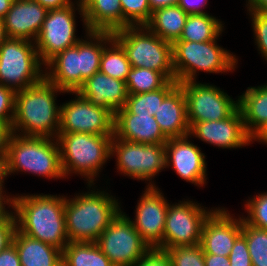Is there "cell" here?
Listing matches in <instances>:
<instances>
[{"label": "cell", "mask_w": 267, "mask_h": 266, "mask_svg": "<svg viewBox=\"0 0 267 266\" xmlns=\"http://www.w3.org/2000/svg\"><path fill=\"white\" fill-rule=\"evenodd\" d=\"M47 10L59 9L73 4L71 0H35Z\"/></svg>", "instance_id": "obj_48"}, {"label": "cell", "mask_w": 267, "mask_h": 266, "mask_svg": "<svg viewBox=\"0 0 267 266\" xmlns=\"http://www.w3.org/2000/svg\"><path fill=\"white\" fill-rule=\"evenodd\" d=\"M86 36L87 40H80L81 86L86 79L99 72L104 47L113 39L112 32L86 30Z\"/></svg>", "instance_id": "obj_28"}, {"label": "cell", "mask_w": 267, "mask_h": 266, "mask_svg": "<svg viewBox=\"0 0 267 266\" xmlns=\"http://www.w3.org/2000/svg\"><path fill=\"white\" fill-rule=\"evenodd\" d=\"M192 135L223 149L242 148L253 141V138L246 131L239 108L224 120L195 123L190 128L189 137Z\"/></svg>", "instance_id": "obj_17"}, {"label": "cell", "mask_w": 267, "mask_h": 266, "mask_svg": "<svg viewBox=\"0 0 267 266\" xmlns=\"http://www.w3.org/2000/svg\"><path fill=\"white\" fill-rule=\"evenodd\" d=\"M5 164L6 177L16 171H21L49 179L65 178L56 138L22 136L12 133Z\"/></svg>", "instance_id": "obj_4"}, {"label": "cell", "mask_w": 267, "mask_h": 266, "mask_svg": "<svg viewBox=\"0 0 267 266\" xmlns=\"http://www.w3.org/2000/svg\"><path fill=\"white\" fill-rule=\"evenodd\" d=\"M116 156L117 169L125 176L149 181L147 186H155L152 178L166 168L165 144H141L118 139L113 135L111 156ZM151 180V182H150Z\"/></svg>", "instance_id": "obj_9"}, {"label": "cell", "mask_w": 267, "mask_h": 266, "mask_svg": "<svg viewBox=\"0 0 267 266\" xmlns=\"http://www.w3.org/2000/svg\"><path fill=\"white\" fill-rule=\"evenodd\" d=\"M45 67V78L50 83L64 92H77L81 87L80 41L58 53Z\"/></svg>", "instance_id": "obj_23"}, {"label": "cell", "mask_w": 267, "mask_h": 266, "mask_svg": "<svg viewBox=\"0 0 267 266\" xmlns=\"http://www.w3.org/2000/svg\"><path fill=\"white\" fill-rule=\"evenodd\" d=\"M15 106V91L0 84V124L12 125Z\"/></svg>", "instance_id": "obj_39"}, {"label": "cell", "mask_w": 267, "mask_h": 266, "mask_svg": "<svg viewBox=\"0 0 267 266\" xmlns=\"http://www.w3.org/2000/svg\"><path fill=\"white\" fill-rule=\"evenodd\" d=\"M62 266H114L95 242H69L62 251Z\"/></svg>", "instance_id": "obj_30"}, {"label": "cell", "mask_w": 267, "mask_h": 266, "mask_svg": "<svg viewBox=\"0 0 267 266\" xmlns=\"http://www.w3.org/2000/svg\"><path fill=\"white\" fill-rule=\"evenodd\" d=\"M241 233L242 217L234 219L225 208H215L203 224L200 246L204 254L229 257Z\"/></svg>", "instance_id": "obj_16"}, {"label": "cell", "mask_w": 267, "mask_h": 266, "mask_svg": "<svg viewBox=\"0 0 267 266\" xmlns=\"http://www.w3.org/2000/svg\"><path fill=\"white\" fill-rule=\"evenodd\" d=\"M172 266H205L204 252L200 245L178 246L165 250Z\"/></svg>", "instance_id": "obj_36"}, {"label": "cell", "mask_w": 267, "mask_h": 266, "mask_svg": "<svg viewBox=\"0 0 267 266\" xmlns=\"http://www.w3.org/2000/svg\"><path fill=\"white\" fill-rule=\"evenodd\" d=\"M244 208L247 210L248 216L243 219L249 225L267 230V192L248 200Z\"/></svg>", "instance_id": "obj_37"}, {"label": "cell", "mask_w": 267, "mask_h": 266, "mask_svg": "<svg viewBox=\"0 0 267 266\" xmlns=\"http://www.w3.org/2000/svg\"><path fill=\"white\" fill-rule=\"evenodd\" d=\"M230 266H252L246 238L240 234L229 254Z\"/></svg>", "instance_id": "obj_40"}, {"label": "cell", "mask_w": 267, "mask_h": 266, "mask_svg": "<svg viewBox=\"0 0 267 266\" xmlns=\"http://www.w3.org/2000/svg\"><path fill=\"white\" fill-rule=\"evenodd\" d=\"M0 266H21L18 251L13 243L0 251Z\"/></svg>", "instance_id": "obj_43"}, {"label": "cell", "mask_w": 267, "mask_h": 266, "mask_svg": "<svg viewBox=\"0 0 267 266\" xmlns=\"http://www.w3.org/2000/svg\"><path fill=\"white\" fill-rule=\"evenodd\" d=\"M113 135H95L90 133H58L61 165L64 176L71 173L87 178L88 186L94 185V176L111 158Z\"/></svg>", "instance_id": "obj_5"}, {"label": "cell", "mask_w": 267, "mask_h": 266, "mask_svg": "<svg viewBox=\"0 0 267 266\" xmlns=\"http://www.w3.org/2000/svg\"><path fill=\"white\" fill-rule=\"evenodd\" d=\"M95 0H78L75 4H77V6L85 11Z\"/></svg>", "instance_id": "obj_54"}, {"label": "cell", "mask_w": 267, "mask_h": 266, "mask_svg": "<svg viewBox=\"0 0 267 266\" xmlns=\"http://www.w3.org/2000/svg\"><path fill=\"white\" fill-rule=\"evenodd\" d=\"M7 157H0V182H4L6 178V161Z\"/></svg>", "instance_id": "obj_53"}, {"label": "cell", "mask_w": 267, "mask_h": 266, "mask_svg": "<svg viewBox=\"0 0 267 266\" xmlns=\"http://www.w3.org/2000/svg\"><path fill=\"white\" fill-rule=\"evenodd\" d=\"M108 45L104 47L99 71L107 76L125 81L132 68L127 55L114 38Z\"/></svg>", "instance_id": "obj_31"}, {"label": "cell", "mask_w": 267, "mask_h": 266, "mask_svg": "<svg viewBox=\"0 0 267 266\" xmlns=\"http://www.w3.org/2000/svg\"><path fill=\"white\" fill-rule=\"evenodd\" d=\"M207 0H179L177 5H179L188 15L189 14H204L202 7L206 8ZM202 9V10H201Z\"/></svg>", "instance_id": "obj_44"}, {"label": "cell", "mask_w": 267, "mask_h": 266, "mask_svg": "<svg viewBox=\"0 0 267 266\" xmlns=\"http://www.w3.org/2000/svg\"><path fill=\"white\" fill-rule=\"evenodd\" d=\"M48 10L35 0H13L3 18L8 38L35 42Z\"/></svg>", "instance_id": "obj_20"}, {"label": "cell", "mask_w": 267, "mask_h": 266, "mask_svg": "<svg viewBox=\"0 0 267 266\" xmlns=\"http://www.w3.org/2000/svg\"><path fill=\"white\" fill-rule=\"evenodd\" d=\"M188 14L179 6H167L152 12L145 26L158 37L173 44L182 34Z\"/></svg>", "instance_id": "obj_27"}, {"label": "cell", "mask_w": 267, "mask_h": 266, "mask_svg": "<svg viewBox=\"0 0 267 266\" xmlns=\"http://www.w3.org/2000/svg\"><path fill=\"white\" fill-rule=\"evenodd\" d=\"M75 99L60 105L58 133H90L114 135V114L107 108L94 105L78 92Z\"/></svg>", "instance_id": "obj_14"}, {"label": "cell", "mask_w": 267, "mask_h": 266, "mask_svg": "<svg viewBox=\"0 0 267 266\" xmlns=\"http://www.w3.org/2000/svg\"><path fill=\"white\" fill-rule=\"evenodd\" d=\"M135 221L131 220L141 238L150 246L163 250L165 220L169 203L156 186H147L137 203Z\"/></svg>", "instance_id": "obj_15"}, {"label": "cell", "mask_w": 267, "mask_h": 266, "mask_svg": "<svg viewBox=\"0 0 267 266\" xmlns=\"http://www.w3.org/2000/svg\"><path fill=\"white\" fill-rule=\"evenodd\" d=\"M216 42V40L205 42L175 41L172 44L175 80L178 83L196 81L198 71L233 72L238 60L235 55L218 46Z\"/></svg>", "instance_id": "obj_7"}, {"label": "cell", "mask_w": 267, "mask_h": 266, "mask_svg": "<svg viewBox=\"0 0 267 266\" xmlns=\"http://www.w3.org/2000/svg\"><path fill=\"white\" fill-rule=\"evenodd\" d=\"M58 92L65 93L45 77L33 86L16 91L12 132L22 136L57 138L60 106L55 101V93Z\"/></svg>", "instance_id": "obj_2"}, {"label": "cell", "mask_w": 267, "mask_h": 266, "mask_svg": "<svg viewBox=\"0 0 267 266\" xmlns=\"http://www.w3.org/2000/svg\"><path fill=\"white\" fill-rule=\"evenodd\" d=\"M133 266H172V263L166 251L151 248Z\"/></svg>", "instance_id": "obj_41"}, {"label": "cell", "mask_w": 267, "mask_h": 266, "mask_svg": "<svg viewBox=\"0 0 267 266\" xmlns=\"http://www.w3.org/2000/svg\"><path fill=\"white\" fill-rule=\"evenodd\" d=\"M65 196V223L69 242H96L121 208L111 194L93 191ZM111 195V196H110Z\"/></svg>", "instance_id": "obj_3"}, {"label": "cell", "mask_w": 267, "mask_h": 266, "mask_svg": "<svg viewBox=\"0 0 267 266\" xmlns=\"http://www.w3.org/2000/svg\"><path fill=\"white\" fill-rule=\"evenodd\" d=\"M123 28L145 25L151 18L149 0H120Z\"/></svg>", "instance_id": "obj_35"}, {"label": "cell", "mask_w": 267, "mask_h": 266, "mask_svg": "<svg viewBox=\"0 0 267 266\" xmlns=\"http://www.w3.org/2000/svg\"><path fill=\"white\" fill-rule=\"evenodd\" d=\"M16 231V220L14 213L9 218L0 219V251L12 244Z\"/></svg>", "instance_id": "obj_42"}, {"label": "cell", "mask_w": 267, "mask_h": 266, "mask_svg": "<svg viewBox=\"0 0 267 266\" xmlns=\"http://www.w3.org/2000/svg\"><path fill=\"white\" fill-rule=\"evenodd\" d=\"M74 3L63 8L48 10L42 28L35 40V47L41 63L45 66L53 57L66 48L75 46L81 39L76 38L75 11L78 10L85 24L84 11Z\"/></svg>", "instance_id": "obj_11"}, {"label": "cell", "mask_w": 267, "mask_h": 266, "mask_svg": "<svg viewBox=\"0 0 267 266\" xmlns=\"http://www.w3.org/2000/svg\"><path fill=\"white\" fill-rule=\"evenodd\" d=\"M8 38L5 27H4V22L3 19L0 18V45Z\"/></svg>", "instance_id": "obj_55"}, {"label": "cell", "mask_w": 267, "mask_h": 266, "mask_svg": "<svg viewBox=\"0 0 267 266\" xmlns=\"http://www.w3.org/2000/svg\"><path fill=\"white\" fill-rule=\"evenodd\" d=\"M188 136L168 138L165 143L166 167L171 164L180 178L201 187L207 179L205 154L188 140Z\"/></svg>", "instance_id": "obj_18"}, {"label": "cell", "mask_w": 267, "mask_h": 266, "mask_svg": "<svg viewBox=\"0 0 267 266\" xmlns=\"http://www.w3.org/2000/svg\"><path fill=\"white\" fill-rule=\"evenodd\" d=\"M42 65L32 41L7 38L0 45V84L15 92L39 83Z\"/></svg>", "instance_id": "obj_8"}, {"label": "cell", "mask_w": 267, "mask_h": 266, "mask_svg": "<svg viewBox=\"0 0 267 266\" xmlns=\"http://www.w3.org/2000/svg\"><path fill=\"white\" fill-rule=\"evenodd\" d=\"M64 209L63 195H16L13 204L16 229L63 251L69 243Z\"/></svg>", "instance_id": "obj_1"}, {"label": "cell", "mask_w": 267, "mask_h": 266, "mask_svg": "<svg viewBox=\"0 0 267 266\" xmlns=\"http://www.w3.org/2000/svg\"><path fill=\"white\" fill-rule=\"evenodd\" d=\"M250 18H252V27L254 31L255 45H257L258 51L261 52L267 60V13L251 12L249 11Z\"/></svg>", "instance_id": "obj_38"}, {"label": "cell", "mask_w": 267, "mask_h": 266, "mask_svg": "<svg viewBox=\"0 0 267 266\" xmlns=\"http://www.w3.org/2000/svg\"><path fill=\"white\" fill-rule=\"evenodd\" d=\"M114 136L141 144H165L168 140L149 112H128L124 107L114 114Z\"/></svg>", "instance_id": "obj_19"}, {"label": "cell", "mask_w": 267, "mask_h": 266, "mask_svg": "<svg viewBox=\"0 0 267 266\" xmlns=\"http://www.w3.org/2000/svg\"><path fill=\"white\" fill-rule=\"evenodd\" d=\"M154 117L167 138L190 134L186 98L179 84L163 99L162 104H159Z\"/></svg>", "instance_id": "obj_22"}, {"label": "cell", "mask_w": 267, "mask_h": 266, "mask_svg": "<svg viewBox=\"0 0 267 266\" xmlns=\"http://www.w3.org/2000/svg\"><path fill=\"white\" fill-rule=\"evenodd\" d=\"M255 141L263 142L264 144H267V124L264 126V128L253 138Z\"/></svg>", "instance_id": "obj_52"}, {"label": "cell", "mask_w": 267, "mask_h": 266, "mask_svg": "<svg viewBox=\"0 0 267 266\" xmlns=\"http://www.w3.org/2000/svg\"><path fill=\"white\" fill-rule=\"evenodd\" d=\"M205 266H230L229 257L215 255V254H204Z\"/></svg>", "instance_id": "obj_47"}, {"label": "cell", "mask_w": 267, "mask_h": 266, "mask_svg": "<svg viewBox=\"0 0 267 266\" xmlns=\"http://www.w3.org/2000/svg\"><path fill=\"white\" fill-rule=\"evenodd\" d=\"M77 92L90 103L105 107L113 114L124 107L128 97L125 81L100 71L86 79Z\"/></svg>", "instance_id": "obj_21"}, {"label": "cell", "mask_w": 267, "mask_h": 266, "mask_svg": "<svg viewBox=\"0 0 267 266\" xmlns=\"http://www.w3.org/2000/svg\"><path fill=\"white\" fill-rule=\"evenodd\" d=\"M176 80H170L163 88L154 91L128 94L124 108L128 112H149L154 116L159 104L178 85Z\"/></svg>", "instance_id": "obj_33"}, {"label": "cell", "mask_w": 267, "mask_h": 266, "mask_svg": "<svg viewBox=\"0 0 267 266\" xmlns=\"http://www.w3.org/2000/svg\"><path fill=\"white\" fill-rule=\"evenodd\" d=\"M169 80L158 71L132 67L125 80L128 94H140L163 88Z\"/></svg>", "instance_id": "obj_32"}, {"label": "cell", "mask_w": 267, "mask_h": 266, "mask_svg": "<svg viewBox=\"0 0 267 266\" xmlns=\"http://www.w3.org/2000/svg\"><path fill=\"white\" fill-rule=\"evenodd\" d=\"M12 243L15 245L21 266H62V250L33 239L17 229Z\"/></svg>", "instance_id": "obj_24"}, {"label": "cell", "mask_w": 267, "mask_h": 266, "mask_svg": "<svg viewBox=\"0 0 267 266\" xmlns=\"http://www.w3.org/2000/svg\"><path fill=\"white\" fill-rule=\"evenodd\" d=\"M247 11L267 13V0H246Z\"/></svg>", "instance_id": "obj_49"}, {"label": "cell", "mask_w": 267, "mask_h": 266, "mask_svg": "<svg viewBox=\"0 0 267 266\" xmlns=\"http://www.w3.org/2000/svg\"><path fill=\"white\" fill-rule=\"evenodd\" d=\"M3 183L4 182H0V219L2 218H9L13 212L9 210L7 211V209L5 208V205H9V207L11 206L13 209V204H14V197H10V196H6L4 194L5 191H3ZM4 194V195H3ZM5 204V205H4Z\"/></svg>", "instance_id": "obj_46"}, {"label": "cell", "mask_w": 267, "mask_h": 266, "mask_svg": "<svg viewBox=\"0 0 267 266\" xmlns=\"http://www.w3.org/2000/svg\"><path fill=\"white\" fill-rule=\"evenodd\" d=\"M95 243L114 266H133L151 249L122 211Z\"/></svg>", "instance_id": "obj_10"}, {"label": "cell", "mask_w": 267, "mask_h": 266, "mask_svg": "<svg viewBox=\"0 0 267 266\" xmlns=\"http://www.w3.org/2000/svg\"><path fill=\"white\" fill-rule=\"evenodd\" d=\"M12 133V125L0 124V157H7L8 143Z\"/></svg>", "instance_id": "obj_45"}, {"label": "cell", "mask_w": 267, "mask_h": 266, "mask_svg": "<svg viewBox=\"0 0 267 266\" xmlns=\"http://www.w3.org/2000/svg\"><path fill=\"white\" fill-rule=\"evenodd\" d=\"M222 21L204 14H189L177 41L205 42L217 40L223 31Z\"/></svg>", "instance_id": "obj_29"}, {"label": "cell", "mask_w": 267, "mask_h": 266, "mask_svg": "<svg viewBox=\"0 0 267 266\" xmlns=\"http://www.w3.org/2000/svg\"><path fill=\"white\" fill-rule=\"evenodd\" d=\"M13 0H0V18L3 19L10 10Z\"/></svg>", "instance_id": "obj_51"}, {"label": "cell", "mask_w": 267, "mask_h": 266, "mask_svg": "<svg viewBox=\"0 0 267 266\" xmlns=\"http://www.w3.org/2000/svg\"><path fill=\"white\" fill-rule=\"evenodd\" d=\"M178 1L179 0H149V6L151 8V12H153L160 8L177 5Z\"/></svg>", "instance_id": "obj_50"}, {"label": "cell", "mask_w": 267, "mask_h": 266, "mask_svg": "<svg viewBox=\"0 0 267 266\" xmlns=\"http://www.w3.org/2000/svg\"><path fill=\"white\" fill-rule=\"evenodd\" d=\"M247 241L252 266H267V230L249 225L242 217V233Z\"/></svg>", "instance_id": "obj_34"}, {"label": "cell", "mask_w": 267, "mask_h": 266, "mask_svg": "<svg viewBox=\"0 0 267 266\" xmlns=\"http://www.w3.org/2000/svg\"><path fill=\"white\" fill-rule=\"evenodd\" d=\"M237 100L246 131L254 138L267 124V83L248 87Z\"/></svg>", "instance_id": "obj_25"}, {"label": "cell", "mask_w": 267, "mask_h": 266, "mask_svg": "<svg viewBox=\"0 0 267 266\" xmlns=\"http://www.w3.org/2000/svg\"><path fill=\"white\" fill-rule=\"evenodd\" d=\"M122 46L132 67L161 72L175 80L172 44L151 32L145 25L127 26L112 33Z\"/></svg>", "instance_id": "obj_6"}, {"label": "cell", "mask_w": 267, "mask_h": 266, "mask_svg": "<svg viewBox=\"0 0 267 266\" xmlns=\"http://www.w3.org/2000/svg\"><path fill=\"white\" fill-rule=\"evenodd\" d=\"M179 85L185 94L190 128L197 122L224 120L238 108V100L234 101L214 85L197 81Z\"/></svg>", "instance_id": "obj_12"}, {"label": "cell", "mask_w": 267, "mask_h": 266, "mask_svg": "<svg viewBox=\"0 0 267 266\" xmlns=\"http://www.w3.org/2000/svg\"><path fill=\"white\" fill-rule=\"evenodd\" d=\"M86 30L114 32L123 28L120 0H95L85 11Z\"/></svg>", "instance_id": "obj_26"}, {"label": "cell", "mask_w": 267, "mask_h": 266, "mask_svg": "<svg viewBox=\"0 0 267 266\" xmlns=\"http://www.w3.org/2000/svg\"><path fill=\"white\" fill-rule=\"evenodd\" d=\"M190 200L169 204L165 220L163 250L178 246L200 245L202 227L213 210Z\"/></svg>", "instance_id": "obj_13"}]
</instances>
